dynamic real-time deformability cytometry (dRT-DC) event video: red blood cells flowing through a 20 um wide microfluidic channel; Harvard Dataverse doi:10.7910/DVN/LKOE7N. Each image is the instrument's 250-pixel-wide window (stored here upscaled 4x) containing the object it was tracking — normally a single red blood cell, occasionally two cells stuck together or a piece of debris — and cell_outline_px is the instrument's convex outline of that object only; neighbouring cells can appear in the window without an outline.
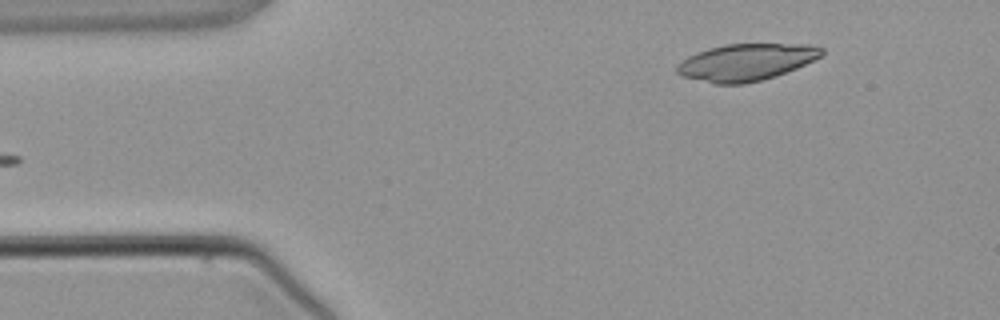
{"species": "common noctule bat (a hibernating species)", "species_latin": "Nyctalus noctula", "temperature_condition": "warm", "stored_images_in_passage": 2, "camera_frame_rate_fps": 3000, "um_per_image_px": 0.085, "animal": {"sex": "male", "body_mass_g": 21.5, "forearm_length_mm": 52.0}, "frame": {"image": 1, "passage_image": 2, "time_ms": 1.333, "image_size_px": [1000, 320], "cell_outline_px": [[824, 52], [820, 56], [796, 68], [776, 76], [744, 84], [716, 84], [680, 76], [676, 72], [676, 64], [688, 56], [708, 48], [724, 44], [816, 44], [824, 48]], "centroid_in_image_um": [63.4, 5.28], "position_along_channel_um": 21.6, "area_um2": 31.21}}